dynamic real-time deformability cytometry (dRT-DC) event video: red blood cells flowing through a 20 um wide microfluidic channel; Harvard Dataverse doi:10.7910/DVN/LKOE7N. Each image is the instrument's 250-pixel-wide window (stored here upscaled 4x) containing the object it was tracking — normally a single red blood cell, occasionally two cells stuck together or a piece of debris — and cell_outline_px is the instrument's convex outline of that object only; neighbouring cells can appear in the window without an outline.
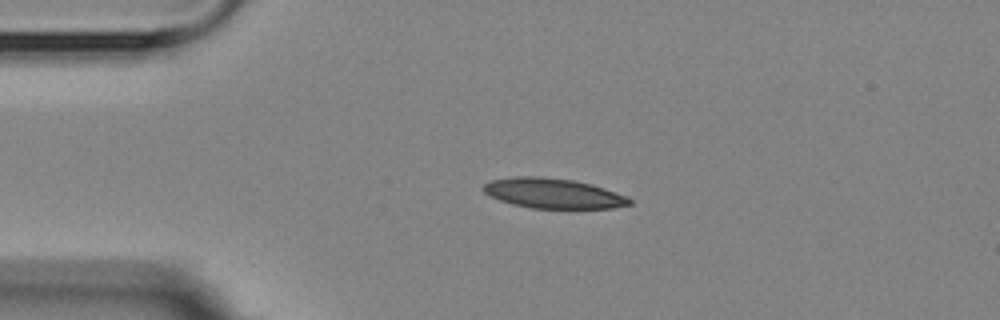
{"species": "Egyptian fruit bat (a non-hibernating species)", "species_latin": "Rousettus aegyptiacus", "temperature_condition": "room temperature", "stored_images_in_passage": 3, "camera_frame_rate_fps": 3000, "um_per_image_px": 0.085, "animal": {"sex": "female"}, "frame": {"image": 1, "passage_image": 1, "time_ms": 0.0, "image_size_px": [1000, 320], "cell_outline_px": [[632, 204], [612, 208], [532, 208], [512, 204], [500, 200], [484, 192], [480, 188], [484, 184], [492, 180], [516, 176], [540, 176], [572, 180], [592, 184], [628, 196], [632, 200]], "centroid_in_image_um": [47.03, 16.43], "position_along_channel_um": 38.0, "area_um2": 25.55}}
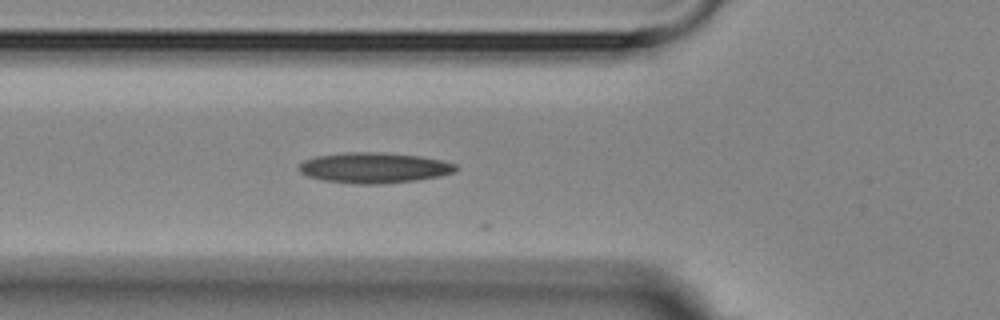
{"frame": {"image": 2, "passage_image": 3, "time_ms": 2.333, "image_size_px": [1000, 320], "cell_outline_px": [[456, 172], [440, 176], [416, 180], [384, 184], [356, 184], [320, 180], [308, 176], [300, 172], [300, 164], [304, 160], [316, 156], [348, 152], [380, 152], [420, 156], [440, 160], [456, 164]], "centroid_in_image_um": [31.8, 14.27], "position_along_channel_um": 94.0, "area_um2": 27.92}}